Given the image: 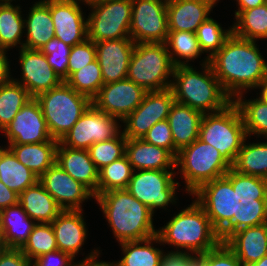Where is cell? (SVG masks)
<instances>
[{
    "label": "cell",
    "mask_w": 267,
    "mask_h": 266,
    "mask_svg": "<svg viewBox=\"0 0 267 266\" xmlns=\"http://www.w3.org/2000/svg\"><path fill=\"white\" fill-rule=\"evenodd\" d=\"M174 65L165 43H137L128 67L127 79L146 92L171 87Z\"/></svg>",
    "instance_id": "cell-8"
},
{
    "label": "cell",
    "mask_w": 267,
    "mask_h": 266,
    "mask_svg": "<svg viewBox=\"0 0 267 266\" xmlns=\"http://www.w3.org/2000/svg\"><path fill=\"white\" fill-rule=\"evenodd\" d=\"M21 13L20 6L0 1V47L7 50L15 46L23 48L24 43L20 40L25 28Z\"/></svg>",
    "instance_id": "cell-35"
},
{
    "label": "cell",
    "mask_w": 267,
    "mask_h": 266,
    "mask_svg": "<svg viewBox=\"0 0 267 266\" xmlns=\"http://www.w3.org/2000/svg\"><path fill=\"white\" fill-rule=\"evenodd\" d=\"M19 195L0 181V211L18 204Z\"/></svg>",
    "instance_id": "cell-52"
},
{
    "label": "cell",
    "mask_w": 267,
    "mask_h": 266,
    "mask_svg": "<svg viewBox=\"0 0 267 266\" xmlns=\"http://www.w3.org/2000/svg\"><path fill=\"white\" fill-rule=\"evenodd\" d=\"M32 97L26 88L20 83L11 79L0 85V131L14 119L18 111Z\"/></svg>",
    "instance_id": "cell-38"
},
{
    "label": "cell",
    "mask_w": 267,
    "mask_h": 266,
    "mask_svg": "<svg viewBox=\"0 0 267 266\" xmlns=\"http://www.w3.org/2000/svg\"><path fill=\"white\" fill-rule=\"evenodd\" d=\"M175 167H180L179 173L189 195L204 183L226 175L232 168L218 150L199 138L178 151Z\"/></svg>",
    "instance_id": "cell-9"
},
{
    "label": "cell",
    "mask_w": 267,
    "mask_h": 266,
    "mask_svg": "<svg viewBox=\"0 0 267 266\" xmlns=\"http://www.w3.org/2000/svg\"><path fill=\"white\" fill-rule=\"evenodd\" d=\"M37 223L18 203L0 211V228L5 248H21Z\"/></svg>",
    "instance_id": "cell-29"
},
{
    "label": "cell",
    "mask_w": 267,
    "mask_h": 266,
    "mask_svg": "<svg viewBox=\"0 0 267 266\" xmlns=\"http://www.w3.org/2000/svg\"><path fill=\"white\" fill-rule=\"evenodd\" d=\"M74 257L59 249L45 253L32 260V266H74Z\"/></svg>",
    "instance_id": "cell-48"
},
{
    "label": "cell",
    "mask_w": 267,
    "mask_h": 266,
    "mask_svg": "<svg viewBox=\"0 0 267 266\" xmlns=\"http://www.w3.org/2000/svg\"><path fill=\"white\" fill-rule=\"evenodd\" d=\"M244 266H267V255L263 256L259 261Z\"/></svg>",
    "instance_id": "cell-58"
},
{
    "label": "cell",
    "mask_w": 267,
    "mask_h": 266,
    "mask_svg": "<svg viewBox=\"0 0 267 266\" xmlns=\"http://www.w3.org/2000/svg\"><path fill=\"white\" fill-rule=\"evenodd\" d=\"M236 1L239 7L238 10L235 11V18L244 10L255 8L258 7L259 5L266 3V0H236Z\"/></svg>",
    "instance_id": "cell-56"
},
{
    "label": "cell",
    "mask_w": 267,
    "mask_h": 266,
    "mask_svg": "<svg viewBox=\"0 0 267 266\" xmlns=\"http://www.w3.org/2000/svg\"><path fill=\"white\" fill-rule=\"evenodd\" d=\"M42 109L53 139L60 141L92 105V100L65 81L35 98Z\"/></svg>",
    "instance_id": "cell-7"
},
{
    "label": "cell",
    "mask_w": 267,
    "mask_h": 266,
    "mask_svg": "<svg viewBox=\"0 0 267 266\" xmlns=\"http://www.w3.org/2000/svg\"><path fill=\"white\" fill-rule=\"evenodd\" d=\"M5 248V245L3 243V239H2V233H1V228H0V249Z\"/></svg>",
    "instance_id": "cell-60"
},
{
    "label": "cell",
    "mask_w": 267,
    "mask_h": 266,
    "mask_svg": "<svg viewBox=\"0 0 267 266\" xmlns=\"http://www.w3.org/2000/svg\"><path fill=\"white\" fill-rule=\"evenodd\" d=\"M39 178L19 162L12 151L0 146V181L18 195L33 186Z\"/></svg>",
    "instance_id": "cell-32"
},
{
    "label": "cell",
    "mask_w": 267,
    "mask_h": 266,
    "mask_svg": "<svg viewBox=\"0 0 267 266\" xmlns=\"http://www.w3.org/2000/svg\"><path fill=\"white\" fill-rule=\"evenodd\" d=\"M8 145L36 144L58 141L51 137L39 102L30 99L2 131Z\"/></svg>",
    "instance_id": "cell-16"
},
{
    "label": "cell",
    "mask_w": 267,
    "mask_h": 266,
    "mask_svg": "<svg viewBox=\"0 0 267 266\" xmlns=\"http://www.w3.org/2000/svg\"><path fill=\"white\" fill-rule=\"evenodd\" d=\"M71 46L54 37L40 51L45 54L49 65L63 81L68 78V63Z\"/></svg>",
    "instance_id": "cell-45"
},
{
    "label": "cell",
    "mask_w": 267,
    "mask_h": 266,
    "mask_svg": "<svg viewBox=\"0 0 267 266\" xmlns=\"http://www.w3.org/2000/svg\"><path fill=\"white\" fill-rule=\"evenodd\" d=\"M147 143L167 149L175 158L178 149L174 146L172 131L167 119L157 122L142 138Z\"/></svg>",
    "instance_id": "cell-46"
},
{
    "label": "cell",
    "mask_w": 267,
    "mask_h": 266,
    "mask_svg": "<svg viewBox=\"0 0 267 266\" xmlns=\"http://www.w3.org/2000/svg\"><path fill=\"white\" fill-rule=\"evenodd\" d=\"M232 168L245 175L267 179V142L248 144L245 139Z\"/></svg>",
    "instance_id": "cell-34"
},
{
    "label": "cell",
    "mask_w": 267,
    "mask_h": 266,
    "mask_svg": "<svg viewBox=\"0 0 267 266\" xmlns=\"http://www.w3.org/2000/svg\"><path fill=\"white\" fill-rule=\"evenodd\" d=\"M80 2L82 1V3L85 5H91V4H94L96 2H100V1H104V0H79Z\"/></svg>",
    "instance_id": "cell-59"
},
{
    "label": "cell",
    "mask_w": 267,
    "mask_h": 266,
    "mask_svg": "<svg viewBox=\"0 0 267 266\" xmlns=\"http://www.w3.org/2000/svg\"><path fill=\"white\" fill-rule=\"evenodd\" d=\"M224 243L243 265L259 261L267 255V223L241 228L233 232Z\"/></svg>",
    "instance_id": "cell-25"
},
{
    "label": "cell",
    "mask_w": 267,
    "mask_h": 266,
    "mask_svg": "<svg viewBox=\"0 0 267 266\" xmlns=\"http://www.w3.org/2000/svg\"><path fill=\"white\" fill-rule=\"evenodd\" d=\"M218 266H244L234 252L224 243L218 244Z\"/></svg>",
    "instance_id": "cell-51"
},
{
    "label": "cell",
    "mask_w": 267,
    "mask_h": 266,
    "mask_svg": "<svg viewBox=\"0 0 267 266\" xmlns=\"http://www.w3.org/2000/svg\"><path fill=\"white\" fill-rule=\"evenodd\" d=\"M127 138L121 131L112 139L94 143L89 149L90 157L96 168L100 170L105 165L111 164L113 161L120 159L125 155V145Z\"/></svg>",
    "instance_id": "cell-44"
},
{
    "label": "cell",
    "mask_w": 267,
    "mask_h": 266,
    "mask_svg": "<svg viewBox=\"0 0 267 266\" xmlns=\"http://www.w3.org/2000/svg\"><path fill=\"white\" fill-rule=\"evenodd\" d=\"M56 164L73 179L98 195L99 170L93 163L89 151L63 146L60 142L56 151Z\"/></svg>",
    "instance_id": "cell-22"
},
{
    "label": "cell",
    "mask_w": 267,
    "mask_h": 266,
    "mask_svg": "<svg viewBox=\"0 0 267 266\" xmlns=\"http://www.w3.org/2000/svg\"><path fill=\"white\" fill-rule=\"evenodd\" d=\"M160 1H163L165 3H169V2H172V1H175V0H160Z\"/></svg>",
    "instance_id": "cell-62"
},
{
    "label": "cell",
    "mask_w": 267,
    "mask_h": 266,
    "mask_svg": "<svg viewBox=\"0 0 267 266\" xmlns=\"http://www.w3.org/2000/svg\"><path fill=\"white\" fill-rule=\"evenodd\" d=\"M65 82L78 93L92 100L104 85L99 62L95 59L93 62L72 73Z\"/></svg>",
    "instance_id": "cell-41"
},
{
    "label": "cell",
    "mask_w": 267,
    "mask_h": 266,
    "mask_svg": "<svg viewBox=\"0 0 267 266\" xmlns=\"http://www.w3.org/2000/svg\"><path fill=\"white\" fill-rule=\"evenodd\" d=\"M194 266H218V245L206 253L195 255Z\"/></svg>",
    "instance_id": "cell-53"
},
{
    "label": "cell",
    "mask_w": 267,
    "mask_h": 266,
    "mask_svg": "<svg viewBox=\"0 0 267 266\" xmlns=\"http://www.w3.org/2000/svg\"><path fill=\"white\" fill-rule=\"evenodd\" d=\"M0 266H32V261L20 248H3L0 249Z\"/></svg>",
    "instance_id": "cell-49"
},
{
    "label": "cell",
    "mask_w": 267,
    "mask_h": 266,
    "mask_svg": "<svg viewBox=\"0 0 267 266\" xmlns=\"http://www.w3.org/2000/svg\"><path fill=\"white\" fill-rule=\"evenodd\" d=\"M225 176L234 190V214L218 233L221 242L241 228L267 223V179L245 175L233 168Z\"/></svg>",
    "instance_id": "cell-5"
},
{
    "label": "cell",
    "mask_w": 267,
    "mask_h": 266,
    "mask_svg": "<svg viewBox=\"0 0 267 266\" xmlns=\"http://www.w3.org/2000/svg\"><path fill=\"white\" fill-rule=\"evenodd\" d=\"M247 137L241 112L234 102L202 116L199 139L218 150L231 166Z\"/></svg>",
    "instance_id": "cell-6"
},
{
    "label": "cell",
    "mask_w": 267,
    "mask_h": 266,
    "mask_svg": "<svg viewBox=\"0 0 267 266\" xmlns=\"http://www.w3.org/2000/svg\"><path fill=\"white\" fill-rule=\"evenodd\" d=\"M201 64L203 71L191 65L175 66L170 89L176 102L185 104L202 114L223 110L233 102L213 72L209 59Z\"/></svg>",
    "instance_id": "cell-3"
},
{
    "label": "cell",
    "mask_w": 267,
    "mask_h": 266,
    "mask_svg": "<svg viewBox=\"0 0 267 266\" xmlns=\"http://www.w3.org/2000/svg\"><path fill=\"white\" fill-rule=\"evenodd\" d=\"M195 254L187 251L163 252L159 266H194Z\"/></svg>",
    "instance_id": "cell-50"
},
{
    "label": "cell",
    "mask_w": 267,
    "mask_h": 266,
    "mask_svg": "<svg viewBox=\"0 0 267 266\" xmlns=\"http://www.w3.org/2000/svg\"><path fill=\"white\" fill-rule=\"evenodd\" d=\"M153 242L161 244L157 234L143 240L119 243L124 255L116 262L117 266H159L164 250L154 248Z\"/></svg>",
    "instance_id": "cell-33"
},
{
    "label": "cell",
    "mask_w": 267,
    "mask_h": 266,
    "mask_svg": "<svg viewBox=\"0 0 267 266\" xmlns=\"http://www.w3.org/2000/svg\"><path fill=\"white\" fill-rule=\"evenodd\" d=\"M135 44L131 37L95 42L96 60L101 67L104 84L127 78Z\"/></svg>",
    "instance_id": "cell-21"
},
{
    "label": "cell",
    "mask_w": 267,
    "mask_h": 266,
    "mask_svg": "<svg viewBox=\"0 0 267 266\" xmlns=\"http://www.w3.org/2000/svg\"><path fill=\"white\" fill-rule=\"evenodd\" d=\"M18 203L36 223H51L63 211L39 181L19 194Z\"/></svg>",
    "instance_id": "cell-30"
},
{
    "label": "cell",
    "mask_w": 267,
    "mask_h": 266,
    "mask_svg": "<svg viewBox=\"0 0 267 266\" xmlns=\"http://www.w3.org/2000/svg\"><path fill=\"white\" fill-rule=\"evenodd\" d=\"M261 88V92H260V98L263 100V101H265V102H267V75H266V77L261 81V83L259 84V86H258V89H260Z\"/></svg>",
    "instance_id": "cell-57"
},
{
    "label": "cell",
    "mask_w": 267,
    "mask_h": 266,
    "mask_svg": "<svg viewBox=\"0 0 267 266\" xmlns=\"http://www.w3.org/2000/svg\"><path fill=\"white\" fill-rule=\"evenodd\" d=\"M129 28L131 39L137 43H165L168 35L167 3L160 0H131Z\"/></svg>",
    "instance_id": "cell-13"
},
{
    "label": "cell",
    "mask_w": 267,
    "mask_h": 266,
    "mask_svg": "<svg viewBox=\"0 0 267 266\" xmlns=\"http://www.w3.org/2000/svg\"><path fill=\"white\" fill-rule=\"evenodd\" d=\"M21 76L14 81L23 85L32 98L59 86L63 80L49 65L40 50L21 48L19 52Z\"/></svg>",
    "instance_id": "cell-18"
},
{
    "label": "cell",
    "mask_w": 267,
    "mask_h": 266,
    "mask_svg": "<svg viewBox=\"0 0 267 266\" xmlns=\"http://www.w3.org/2000/svg\"><path fill=\"white\" fill-rule=\"evenodd\" d=\"M118 120L91 105L59 142L70 148L88 150L94 143L116 137L121 131Z\"/></svg>",
    "instance_id": "cell-12"
},
{
    "label": "cell",
    "mask_w": 267,
    "mask_h": 266,
    "mask_svg": "<svg viewBox=\"0 0 267 266\" xmlns=\"http://www.w3.org/2000/svg\"><path fill=\"white\" fill-rule=\"evenodd\" d=\"M57 243L51 223H37L27 241L20 248L31 261L40 255L57 250Z\"/></svg>",
    "instance_id": "cell-42"
},
{
    "label": "cell",
    "mask_w": 267,
    "mask_h": 266,
    "mask_svg": "<svg viewBox=\"0 0 267 266\" xmlns=\"http://www.w3.org/2000/svg\"><path fill=\"white\" fill-rule=\"evenodd\" d=\"M78 1L50 0L55 37L71 47L88 38L87 18Z\"/></svg>",
    "instance_id": "cell-20"
},
{
    "label": "cell",
    "mask_w": 267,
    "mask_h": 266,
    "mask_svg": "<svg viewBox=\"0 0 267 266\" xmlns=\"http://www.w3.org/2000/svg\"><path fill=\"white\" fill-rule=\"evenodd\" d=\"M146 91L132 80L104 84L92 99V105L121 122L142 102Z\"/></svg>",
    "instance_id": "cell-17"
},
{
    "label": "cell",
    "mask_w": 267,
    "mask_h": 266,
    "mask_svg": "<svg viewBox=\"0 0 267 266\" xmlns=\"http://www.w3.org/2000/svg\"><path fill=\"white\" fill-rule=\"evenodd\" d=\"M256 41L232 35L209 59L225 92L234 100L246 90L257 89L267 75V62Z\"/></svg>",
    "instance_id": "cell-1"
},
{
    "label": "cell",
    "mask_w": 267,
    "mask_h": 266,
    "mask_svg": "<svg viewBox=\"0 0 267 266\" xmlns=\"http://www.w3.org/2000/svg\"><path fill=\"white\" fill-rule=\"evenodd\" d=\"M175 171L137 170L133 171L127 190L154 214L155 209L176 204V189L180 185L175 181Z\"/></svg>",
    "instance_id": "cell-11"
},
{
    "label": "cell",
    "mask_w": 267,
    "mask_h": 266,
    "mask_svg": "<svg viewBox=\"0 0 267 266\" xmlns=\"http://www.w3.org/2000/svg\"><path fill=\"white\" fill-rule=\"evenodd\" d=\"M159 229L157 235L162 244L174 246L177 251L184 248L195 255L206 253L221 242L206 212L195 200Z\"/></svg>",
    "instance_id": "cell-4"
},
{
    "label": "cell",
    "mask_w": 267,
    "mask_h": 266,
    "mask_svg": "<svg viewBox=\"0 0 267 266\" xmlns=\"http://www.w3.org/2000/svg\"><path fill=\"white\" fill-rule=\"evenodd\" d=\"M96 59L95 42L89 38L71 48L68 63V77Z\"/></svg>",
    "instance_id": "cell-47"
},
{
    "label": "cell",
    "mask_w": 267,
    "mask_h": 266,
    "mask_svg": "<svg viewBox=\"0 0 267 266\" xmlns=\"http://www.w3.org/2000/svg\"><path fill=\"white\" fill-rule=\"evenodd\" d=\"M174 101L170 88L146 92L141 104L122 121L124 136L142 139L157 122L167 119Z\"/></svg>",
    "instance_id": "cell-14"
},
{
    "label": "cell",
    "mask_w": 267,
    "mask_h": 266,
    "mask_svg": "<svg viewBox=\"0 0 267 266\" xmlns=\"http://www.w3.org/2000/svg\"><path fill=\"white\" fill-rule=\"evenodd\" d=\"M209 217L212 227L219 233L233 218L234 190L224 175L201 185L191 194Z\"/></svg>",
    "instance_id": "cell-15"
},
{
    "label": "cell",
    "mask_w": 267,
    "mask_h": 266,
    "mask_svg": "<svg viewBox=\"0 0 267 266\" xmlns=\"http://www.w3.org/2000/svg\"><path fill=\"white\" fill-rule=\"evenodd\" d=\"M125 155L133 171H173L176 168L175 157L167 149L147 143L143 139H127Z\"/></svg>",
    "instance_id": "cell-26"
},
{
    "label": "cell",
    "mask_w": 267,
    "mask_h": 266,
    "mask_svg": "<svg viewBox=\"0 0 267 266\" xmlns=\"http://www.w3.org/2000/svg\"><path fill=\"white\" fill-rule=\"evenodd\" d=\"M203 114L185 104L174 101L167 121L170 124L174 146L181 148L199 138V126Z\"/></svg>",
    "instance_id": "cell-28"
},
{
    "label": "cell",
    "mask_w": 267,
    "mask_h": 266,
    "mask_svg": "<svg viewBox=\"0 0 267 266\" xmlns=\"http://www.w3.org/2000/svg\"><path fill=\"white\" fill-rule=\"evenodd\" d=\"M88 38L93 42L130 37L131 0H104L89 5Z\"/></svg>",
    "instance_id": "cell-10"
},
{
    "label": "cell",
    "mask_w": 267,
    "mask_h": 266,
    "mask_svg": "<svg viewBox=\"0 0 267 266\" xmlns=\"http://www.w3.org/2000/svg\"><path fill=\"white\" fill-rule=\"evenodd\" d=\"M233 102L241 112L247 136L255 134L267 139V102L260 97L245 100L243 93L238 95Z\"/></svg>",
    "instance_id": "cell-39"
},
{
    "label": "cell",
    "mask_w": 267,
    "mask_h": 266,
    "mask_svg": "<svg viewBox=\"0 0 267 266\" xmlns=\"http://www.w3.org/2000/svg\"><path fill=\"white\" fill-rule=\"evenodd\" d=\"M7 49L0 47V85L10 81L13 77L10 74V64L8 61Z\"/></svg>",
    "instance_id": "cell-55"
},
{
    "label": "cell",
    "mask_w": 267,
    "mask_h": 266,
    "mask_svg": "<svg viewBox=\"0 0 267 266\" xmlns=\"http://www.w3.org/2000/svg\"><path fill=\"white\" fill-rule=\"evenodd\" d=\"M223 27L213 18L208 17L196 31L201 51L208 53L207 58L210 59L232 35V27L222 29Z\"/></svg>",
    "instance_id": "cell-43"
},
{
    "label": "cell",
    "mask_w": 267,
    "mask_h": 266,
    "mask_svg": "<svg viewBox=\"0 0 267 266\" xmlns=\"http://www.w3.org/2000/svg\"><path fill=\"white\" fill-rule=\"evenodd\" d=\"M112 233L120 243L150 238L157 234L154 214L127 189H114L97 195Z\"/></svg>",
    "instance_id": "cell-2"
},
{
    "label": "cell",
    "mask_w": 267,
    "mask_h": 266,
    "mask_svg": "<svg viewBox=\"0 0 267 266\" xmlns=\"http://www.w3.org/2000/svg\"><path fill=\"white\" fill-rule=\"evenodd\" d=\"M24 19L26 41L24 48L40 50L55 37V28L50 13V0H39L30 8Z\"/></svg>",
    "instance_id": "cell-27"
},
{
    "label": "cell",
    "mask_w": 267,
    "mask_h": 266,
    "mask_svg": "<svg viewBox=\"0 0 267 266\" xmlns=\"http://www.w3.org/2000/svg\"><path fill=\"white\" fill-rule=\"evenodd\" d=\"M232 26L233 34L246 40H267V3L242 11Z\"/></svg>",
    "instance_id": "cell-36"
},
{
    "label": "cell",
    "mask_w": 267,
    "mask_h": 266,
    "mask_svg": "<svg viewBox=\"0 0 267 266\" xmlns=\"http://www.w3.org/2000/svg\"><path fill=\"white\" fill-rule=\"evenodd\" d=\"M165 44L174 66L191 65L188 62L203 53L196 33L189 31H169Z\"/></svg>",
    "instance_id": "cell-37"
},
{
    "label": "cell",
    "mask_w": 267,
    "mask_h": 266,
    "mask_svg": "<svg viewBox=\"0 0 267 266\" xmlns=\"http://www.w3.org/2000/svg\"><path fill=\"white\" fill-rule=\"evenodd\" d=\"M59 141L36 144L8 145L17 160L30 169L38 178L56 163Z\"/></svg>",
    "instance_id": "cell-31"
},
{
    "label": "cell",
    "mask_w": 267,
    "mask_h": 266,
    "mask_svg": "<svg viewBox=\"0 0 267 266\" xmlns=\"http://www.w3.org/2000/svg\"><path fill=\"white\" fill-rule=\"evenodd\" d=\"M99 252L97 249L91 251L82 261L74 263V266H117L116 262L98 261Z\"/></svg>",
    "instance_id": "cell-54"
},
{
    "label": "cell",
    "mask_w": 267,
    "mask_h": 266,
    "mask_svg": "<svg viewBox=\"0 0 267 266\" xmlns=\"http://www.w3.org/2000/svg\"><path fill=\"white\" fill-rule=\"evenodd\" d=\"M1 2L11 3L13 0H0ZM15 1V0H14Z\"/></svg>",
    "instance_id": "cell-61"
},
{
    "label": "cell",
    "mask_w": 267,
    "mask_h": 266,
    "mask_svg": "<svg viewBox=\"0 0 267 266\" xmlns=\"http://www.w3.org/2000/svg\"><path fill=\"white\" fill-rule=\"evenodd\" d=\"M83 210H63L52 222L57 247L74 258L87 239Z\"/></svg>",
    "instance_id": "cell-24"
},
{
    "label": "cell",
    "mask_w": 267,
    "mask_h": 266,
    "mask_svg": "<svg viewBox=\"0 0 267 266\" xmlns=\"http://www.w3.org/2000/svg\"><path fill=\"white\" fill-rule=\"evenodd\" d=\"M133 173L126 155L99 170L98 195L114 189H127Z\"/></svg>",
    "instance_id": "cell-40"
},
{
    "label": "cell",
    "mask_w": 267,
    "mask_h": 266,
    "mask_svg": "<svg viewBox=\"0 0 267 266\" xmlns=\"http://www.w3.org/2000/svg\"><path fill=\"white\" fill-rule=\"evenodd\" d=\"M63 210H83L82 203L94 194L56 163L38 180Z\"/></svg>",
    "instance_id": "cell-19"
},
{
    "label": "cell",
    "mask_w": 267,
    "mask_h": 266,
    "mask_svg": "<svg viewBox=\"0 0 267 266\" xmlns=\"http://www.w3.org/2000/svg\"><path fill=\"white\" fill-rule=\"evenodd\" d=\"M217 2L218 0H175L167 3L168 31L196 33Z\"/></svg>",
    "instance_id": "cell-23"
}]
</instances>
